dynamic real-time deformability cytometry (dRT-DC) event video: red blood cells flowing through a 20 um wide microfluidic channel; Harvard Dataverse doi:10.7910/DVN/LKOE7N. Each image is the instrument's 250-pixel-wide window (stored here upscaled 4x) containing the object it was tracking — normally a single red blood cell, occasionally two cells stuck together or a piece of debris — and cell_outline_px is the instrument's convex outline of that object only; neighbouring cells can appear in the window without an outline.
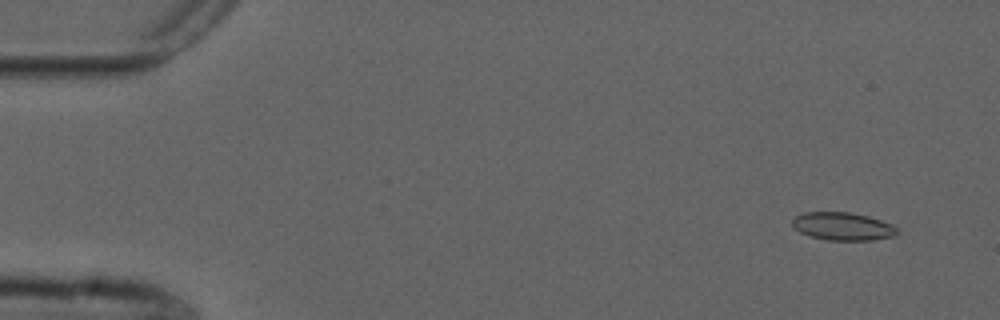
{"species": "common noctule bat (a hibernating species)", "species_latin": "Nyctalus noctula", "temperature_condition": "cold", "stored_images_in_passage": 55, "camera_frame_rate_fps": 3000, "um_per_image_px": 0.085, "animal": {"sex": "male", "forearm_length_mm": 52.5}, "frame": {"image": 1, "passage_image": 4, "time_ms": 1.0, "image_size_px": [1000, 320], "cell_outline_px": [[900, 232], [896, 236], [872, 240], [828, 240], [808, 236], [800, 232], [792, 224], [792, 220], [796, 216], [804, 212], [848, 212], [868, 216], [892, 224]], "centroid_in_image_um": [71.66, 19.24], "position_along_channel_um": 13.3, "area_um2": 17.11}}
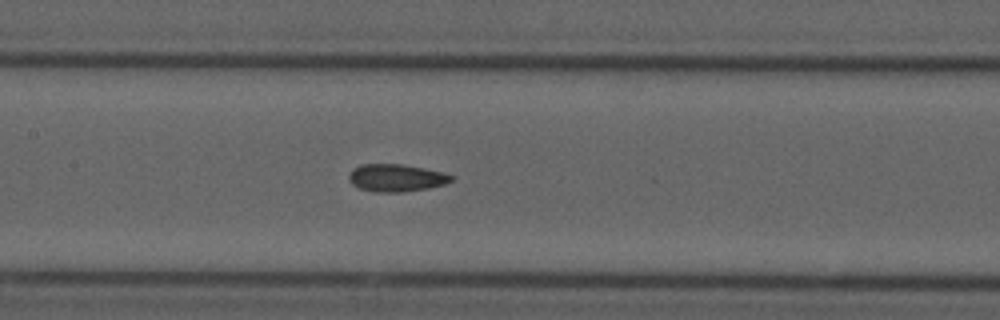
{"frame": {"image": 2, "passage_image": 26, "time_ms": 8.333, "image_size_px": [1000, 320], "cell_outline_px": [[452, 180], [444, 184], [428, 188], [400, 192], [376, 192], [360, 188], [352, 184], [348, 180], [348, 176], [352, 168], [360, 164], [400, 164], [424, 168], [444, 172], [452, 176]], "centroid_in_image_um": [33.64, 15.11], "position_along_channel_um": 173.8, "area_um2": 16.36}}
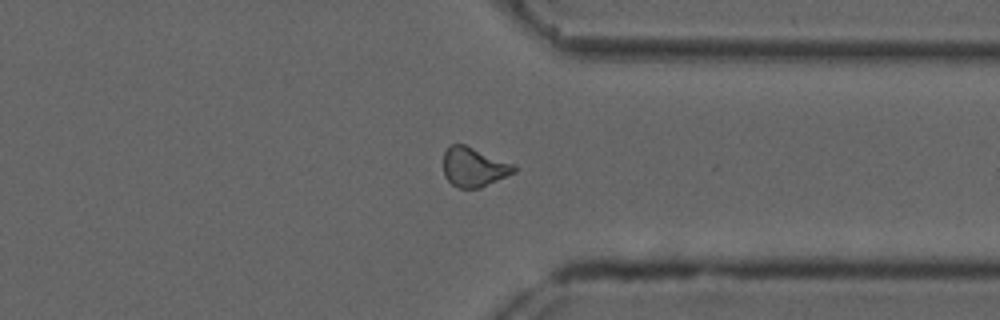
{"frame": {"image": 3, "passage_image": 42, "time_ms": 13.667, "image_size_px": [1000, 320], "cell_outline_px": [[516, 172], [480, 188], [460, 188], [452, 184], [444, 176], [444, 152], [452, 144], [464, 144], [516, 164]], "centroid_in_image_um": [40.31, 14.2], "position_along_channel_um": 371.1, "area_um2": 16.24}, "authors_computed_cell_mechanics": {"area_um2": 16.473, "velocity_mm_per_s": 3.7359, "shape_relaxation_time_tau1_ms": 8.1134, "shape_relaxation_time_tau2_ms": 2.4607, "deformation_change_tau1": 0.1398, "deformation_change_tau2": 0.0854}}